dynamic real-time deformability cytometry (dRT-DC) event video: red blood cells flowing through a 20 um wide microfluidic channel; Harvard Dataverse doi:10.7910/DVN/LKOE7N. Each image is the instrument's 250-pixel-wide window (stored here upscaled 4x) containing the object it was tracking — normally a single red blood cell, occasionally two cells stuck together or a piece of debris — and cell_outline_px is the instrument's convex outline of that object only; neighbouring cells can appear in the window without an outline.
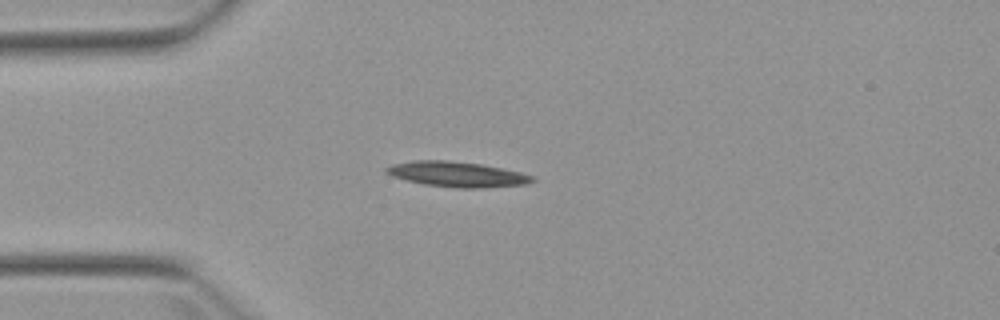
{"species": "Egyptian fruit bat (a non-hibernating species)", "species_latin": "Rousettus aegyptiacus", "temperature_condition": "warm", "stored_images_in_passage": 2, "camera_frame_rate_fps": 3000, "um_per_image_px": 0.085, "animal": {"sex": "female"}, "frame": {"image": 1, "passage_image": 1, "time_ms": 0.0, "image_size_px": [1000, 320], "cell_outline_px": [[536, 180], [528, 184], [480, 188], [456, 188], [424, 184], [392, 176], [384, 172], [384, 168], [392, 164], [412, 160], [448, 160], [480, 164], [520, 172], [536, 176]], "centroid_in_image_um": [38.85, 14.81], "position_along_channel_um": 46.1, "area_um2": 21.56}}